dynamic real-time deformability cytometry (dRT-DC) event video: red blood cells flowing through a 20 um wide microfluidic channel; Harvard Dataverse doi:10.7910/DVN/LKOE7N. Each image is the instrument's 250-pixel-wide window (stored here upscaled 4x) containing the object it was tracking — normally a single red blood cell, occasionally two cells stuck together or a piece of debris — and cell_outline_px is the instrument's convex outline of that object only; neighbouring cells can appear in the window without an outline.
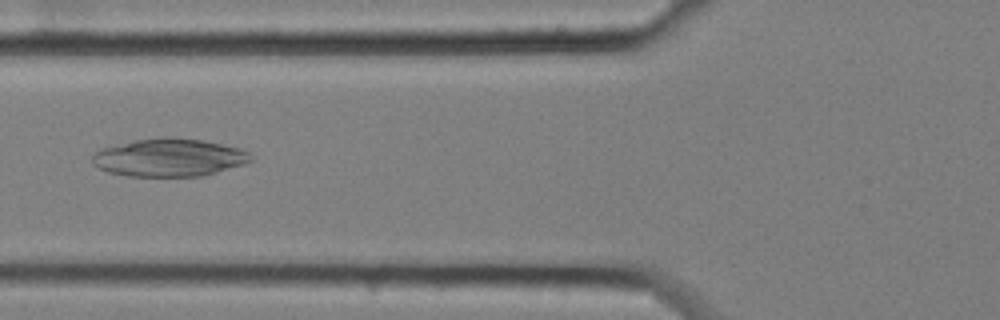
{"species": "common noctule bat (a hibernating species)", "species_latin": "Nyctalus noctula", "temperature_condition": "cold", "stored_images_in_passage": 9, "camera_frame_rate_fps": 3000, "um_per_image_px": 0.085, "animal": {"sex": "female", "body_mass_g": 25.1}, "frame": {"image": 1, "passage_image": 7, "time_ms": 2.0, "image_size_px": [1000, 320], "cell_outline_px": [[252, 160], [244, 164], [204, 176], [128, 176], [108, 172], [92, 164], [92, 156], [100, 148], [136, 140], [164, 136], [172, 136], [204, 140], [240, 148], [248, 152], [252, 156]], "centroid_in_image_um": [14.38, 13.38], "position_along_channel_um": 111.4, "area_um2": 35.2}}
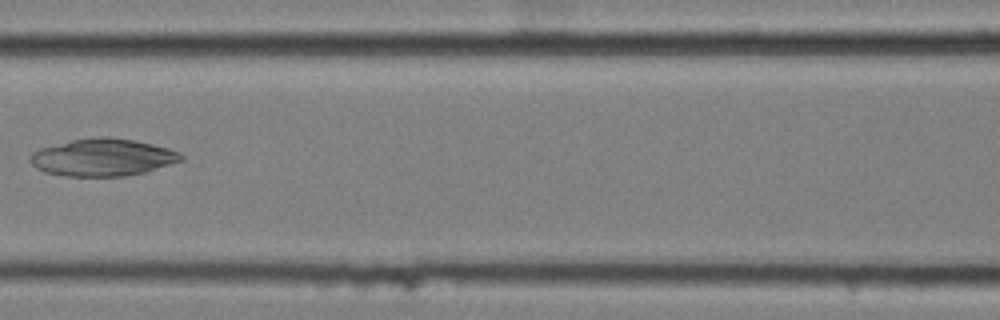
{"frame": {"image": 2, "passage_image": 8, "time_ms": 2.333, "image_size_px": [1000, 320], "cell_outline_px": [[184, 160], [144, 172], [124, 176], [64, 176], [44, 172], [36, 168], [28, 160], [28, 156], [32, 152], [40, 148], [72, 140], [100, 136], [108, 136], [136, 140], [168, 148], [180, 152], [184, 156]], "centroid_in_image_um": [8.71, 13.37], "position_along_channel_um": 157.9, "area_um2": 33.0}}
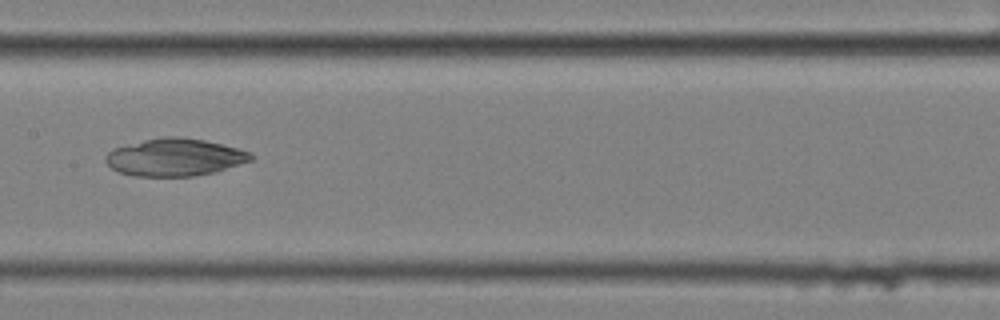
{"frame": {"image": 3, "passage_image": 9, "time_ms": 2.667, "image_size_px": [1000, 320], "cell_outline_px": [[256, 156], [252, 160], [216, 172], [192, 176], [132, 176], [120, 172], [112, 168], [104, 160], [104, 156], [112, 148], [160, 136], [176, 136], [204, 140], [236, 148], [248, 152]], "centroid_in_image_um": [14.83, 13.37], "position_along_channel_um": 192.6, "area_um2": 31.73}}